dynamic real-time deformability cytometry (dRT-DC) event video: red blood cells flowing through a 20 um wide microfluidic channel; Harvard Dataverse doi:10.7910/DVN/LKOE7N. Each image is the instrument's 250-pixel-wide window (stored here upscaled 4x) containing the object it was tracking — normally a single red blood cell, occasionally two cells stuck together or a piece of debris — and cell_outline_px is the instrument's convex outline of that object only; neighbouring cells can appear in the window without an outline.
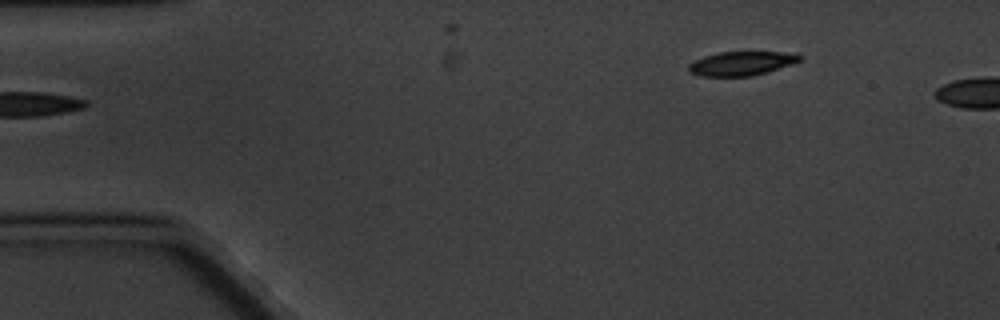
{"species": "common noctule bat (a hibernating species)", "species_latin": "Nyctalus noctula", "temperature_condition": "cold", "stored_images_in_passage": 4, "segment_of_instrument_passage": [2, 2], "camera_frame_rate_fps": 3000, "um_per_image_px": 0.085, "animal": {"sex": "male", "body_mass_g": 20.1, "forearm_length_mm": 53.5}, "frame": {"image": 1, "passage_image": 4, "time_ms": 3.333, "image_size_px": [1000, 320], "cell_outline_px": [[800, 60], [752, 76], [700, 76], [688, 72], [688, 64], [704, 56], [720, 52], [796, 52], [800, 56]], "centroid_in_image_um": [62.95, 5.38], "position_along_channel_um": 22.0, "area_um2": 15.26}}